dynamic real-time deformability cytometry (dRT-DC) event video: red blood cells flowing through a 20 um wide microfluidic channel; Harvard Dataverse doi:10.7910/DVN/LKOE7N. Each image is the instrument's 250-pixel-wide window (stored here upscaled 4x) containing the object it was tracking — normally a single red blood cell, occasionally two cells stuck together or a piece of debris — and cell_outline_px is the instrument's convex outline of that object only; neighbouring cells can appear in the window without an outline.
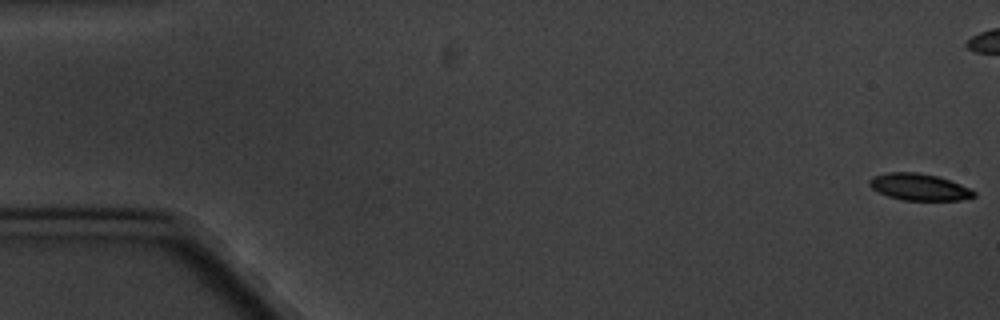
{"species": "common noctule bat (a hibernating species)", "species_latin": "Nyctalus noctula", "temperature_condition": "cold", "stored_images_in_passage": 6, "camera_frame_rate_fps": 3000, "um_per_image_px": 0.085, "animal": {"sex": "male", "body_mass_g": 20.1, "forearm_length_mm": 53.5}, "frame": {"image": 1, "passage_image": 1, "time_ms": 0.0, "image_size_px": [1000, 320], "cell_outline_px": [[976, 196], [960, 200], [904, 200], [888, 196], [872, 188], [868, 184], [868, 180], [872, 176], [888, 172], [916, 172], [936, 176], [960, 184], [976, 192]], "centroid_in_image_um": [78.1, 15.89], "position_along_channel_um": 6.9, "area_um2": 16.13}}